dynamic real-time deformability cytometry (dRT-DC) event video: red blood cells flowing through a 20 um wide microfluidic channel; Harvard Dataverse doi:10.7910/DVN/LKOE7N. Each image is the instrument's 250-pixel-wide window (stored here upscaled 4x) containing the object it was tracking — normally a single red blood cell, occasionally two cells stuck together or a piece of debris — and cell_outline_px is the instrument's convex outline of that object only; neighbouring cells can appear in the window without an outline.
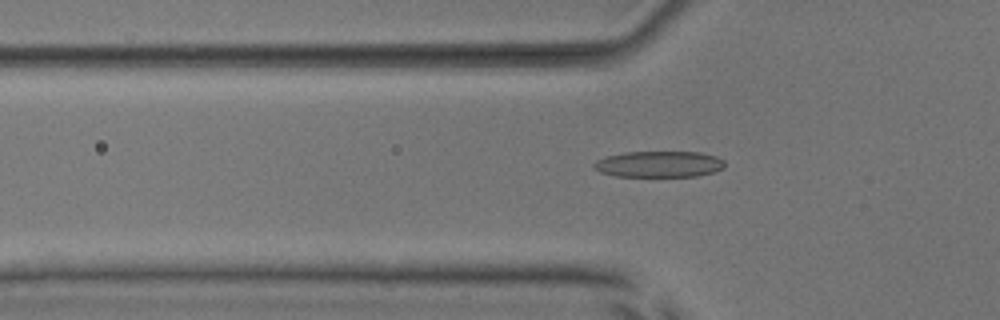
{"species": "common noctule bat (a hibernating species)", "species_latin": "Nyctalus noctula", "temperature_condition": "room temperature", "stored_images_in_passage": 53, "camera_frame_rate_fps": 3000, "um_per_image_px": 0.085, "animal": {"sex": "male", "body_mass_g": 17.9, "forearm_length_mm": 54.2}, "frame": {"image": 1, "passage_image": 18, "time_ms": 5.667, "image_size_px": [1000, 320], "cell_outline_px": [[724, 168], [712, 172], [696, 176], [616, 176], [600, 172], [592, 164], [596, 160], [604, 156], [624, 152], [700, 152], [716, 156], [724, 160]], "centroid_in_image_um": [56.0, 13.94], "position_along_channel_um": 69.8, "area_um2": 19.94}}
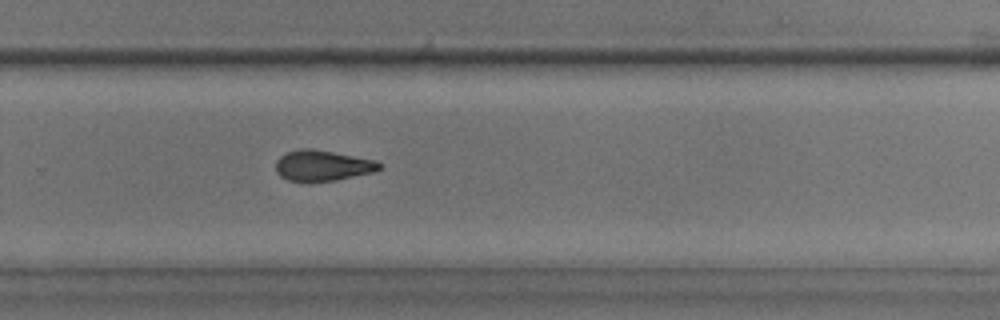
{"frame": {"image": 2, "passage_image": 36, "time_ms": 11.667, "image_size_px": [1000, 320], "cell_outline_px": [[380, 168], [372, 172], [336, 180], [288, 180], [280, 176], [276, 172], [276, 160], [280, 156], [288, 152], [300, 148], [312, 148], [376, 160], [380, 164]], "centroid_in_image_um": [27.39, 14.05], "position_along_channel_um": 302.4, "area_um2": 18.15}}
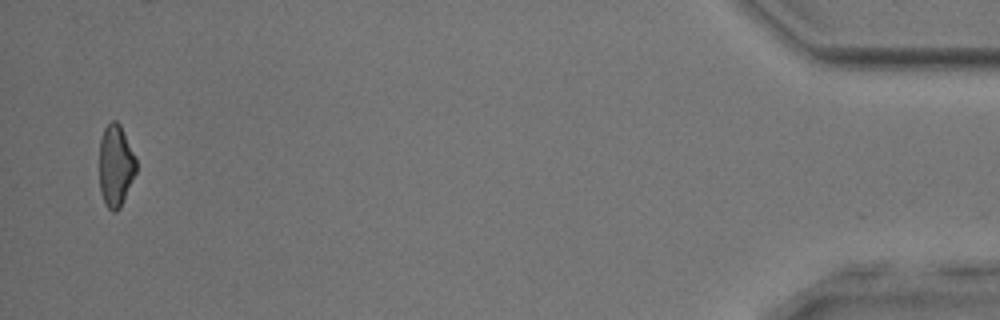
{"frame": {"image": 3, "passage_image": 52, "time_ms": 17.0, "image_size_px": [1000, 320], "cell_outline_px": [[136, 172], [120, 208], [116, 212], [112, 212], [108, 208], [100, 192], [100, 140], [104, 128], [112, 120], [116, 120], [120, 124], [136, 160]], "centroid_in_image_um": [9.82, 14.09], "position_along_channel_um": 425.4, "area_um2": 17.34}}